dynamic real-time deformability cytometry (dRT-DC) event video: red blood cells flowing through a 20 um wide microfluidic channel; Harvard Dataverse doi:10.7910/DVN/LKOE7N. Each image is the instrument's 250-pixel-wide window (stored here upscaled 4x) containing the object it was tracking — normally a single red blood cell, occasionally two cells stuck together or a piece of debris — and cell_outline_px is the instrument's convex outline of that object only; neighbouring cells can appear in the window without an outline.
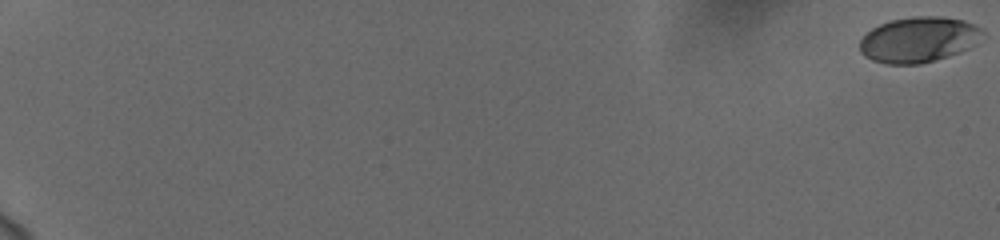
{"species": "human", "species_latin": "Homo sapiens", "temperature_condition": "cold", "stored_images_in_passage": 15, "camera_frame_rate_fps": 3000, "um_per_image_px": 0.085, "donor": {"sex": "female"}, "frame": {"image": 1, "passage_image": 1, "time_ms": 0.0, "image_size_px": [1000, 240], "cell_outline_px": [[984, 32], [968, 48], [960, 52], [920, 64], [888, 64], [872, 60], [864, 56], [860, 52], [860, 40], [872, 28], [880, 24], [892, 20], [912, 16], [944, 16], [964, 20], [984, 28]], "centroid_in_image_um": [78.07, 3.35], "position_along_channel_um": 6.9, "area_um2": 32.43}}